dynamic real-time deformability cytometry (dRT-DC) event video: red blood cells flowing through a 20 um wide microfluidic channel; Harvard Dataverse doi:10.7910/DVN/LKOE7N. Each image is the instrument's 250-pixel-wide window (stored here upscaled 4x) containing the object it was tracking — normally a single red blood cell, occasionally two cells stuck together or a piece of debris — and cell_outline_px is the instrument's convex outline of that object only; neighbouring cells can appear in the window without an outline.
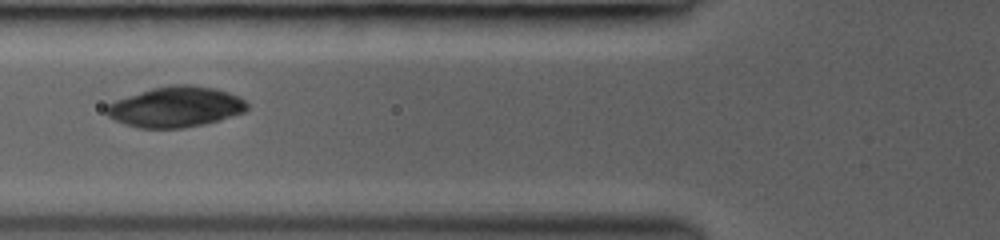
{"species": "common noctule bat (a hibernating species)", "species_latin": "Nyctalus noctula", "temperature_condition": "room temperature", "stored_images_in_passage": 16, "camera_frame_rate_fps": 3000, "um_per_image_px": 0.085, "animal": {"sex": "female", "body_mass_g": 19.0, "forearm_length_mm": 53.3}, "frame": {"image": 1, "passage_image": 6, "time_ms": 5.333, "image_size_px": [1000, 240], "cell_outline_px": [[248, 108], [244, 112], [220, 120], [204, 124], [184, 128], [140, 128], [124, 124], [108, 116], [104, 112], [104, 108], [108, 104], [116, 100], [152, 88], [168, 84], [192, 84], [216, 88], [240, 96], [248, 104]], "centroid_in_image_um": [14.94, 9.08], "position_along_channel_um": 110.9, "area_um2": 33.47}}
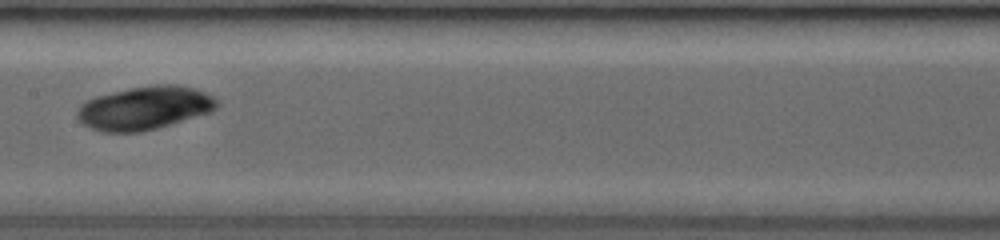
{"frame": {"image": 2, "passage_image": 8, "time_ms": 7.333, "image_size_px": [1000, 240], "cell_outline_px": [[220, 104], [212, 112], [156, 128], [140, 132], [104, 132], [92, 128], [84, 124], [76, 116], [76, 112], [80, 104], [84, 100], [96, 96], [132, 88], [156, 84], [176, 84], [192, 88], [204, 92], [212, 96]], "centroid_in_image_um": [12.28, 9.18], "position_along_channel_um": 195.1, "area_um2": 35.14}}
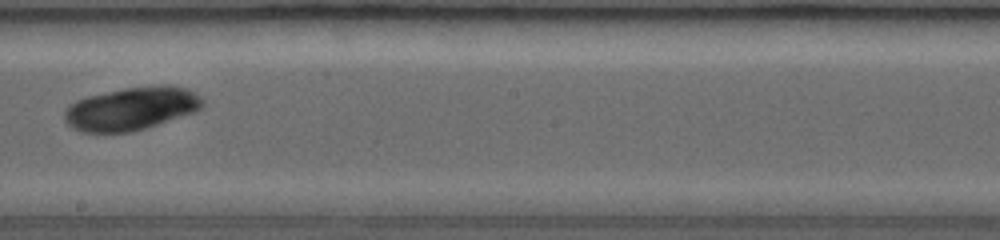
{"frame": {"image": 3, "passage_image": 9, "time_ms": 8.333, "image_size_px": [1000, 240], "cell_outline_px": [[204, 104], [196, 112], [144, 128], [128, 132], [80, 132], [72, 128], [64, 120], [64, 112], [68, 104], [76, 100], [88, 96], [124, 88], [156, 84], [168, 84], [188, 88], [200, 96], [204, 100]], "centroid_in_image_um": [11.18, 9.21], "position_along_channel_um": 237.0, "area_um2": 34.97}}